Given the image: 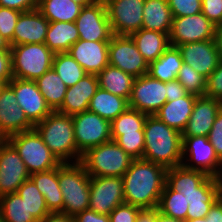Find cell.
<instances>
[{
    "instance_id": "cell-1",
    "label": "cell",
    "mask_w": 222,
    "mask_h": 222,
    "mask_svg": "<svg viewBox=\"0 0 222 222\" xmlns=\"http://www.w3.org/2000/svg\"><path fill=\"white\" fill-rule=\"evenodd\" d=\"M167 168L145 160L134 159L122 176L124 201L141 209L157 208L166 184Z\"/></svg>"
},
{
    "instance_id": "cell-2",
    "label": "cell",
    "mask_w": 222,
    "mask_h": 222,
    "mask_svg": "<svg viewBox=\"0 0 222 222\" xmlns=\"http://www.w3.org/2000/svg\"><path fill=\"white\" fill-rule=\"evenodd\" d=\"M144 140L143 159L167 169L182 164V133L169 127L156 115H147Z\"/></svg>"
},
{
    "instance_id": "cell-3",
    "label": "cell",
    "mask_w": 222,
    "mask_h": 222,
    "mask_svg": "<svg viewBox=\"0 0 222 222\" xmlns=\"http://www.w3.org/2000/svg\"><path fill=\"white\" fill-rule=\"evenodd\" d=\"M34 128L61 163L81 161L82 154L76 147L71 115L52 111L41 122L37 123Z\"/></svg>"
},
{
    "instance_id": "cell-4",
    "label": "cell",
    "mask_w": 222,
    "mask_h": 222,
    "mask_svg": "<svg viewBox=\"0 0 222 222\" xmlns=\"http://www.w3.org/2000/svg\"><path fill=\"white\" fill-rule=\"evenodd\" d=\"M58 181L63 197V213L74 217L89 209L90 175L81 162L62 163Z\"/></svg>"
},
{
    "instance_id": "cell-5",
    "label": "cell",
    "mask_w": 222,
    "mask_h": 222,
    "mask_svg": "<svg viewBox=\"0 0 222 222\" xmlns=\"http://www.w3.org/2000/svg\"><path fill=\"white\" fill-rule=\"evenodd\" d=\"M134 159L115 141L89 148L81 158L87 173L92 177H122Z\"/></svg>"
},
{
    "instance_id": "cell-6",
    "label": "cell",
    "mask_w": 222,
    "mask_h": 222,
    "mask_svg": "<svg viewBox=\"0 0 222 222\" xmlns=\"http://www.w3.org/2000/svg\"><path fill=\"white\" fill-rule=\"evenodd\" d=\"M10 52L13 78L32 81L52 68L55 55L45 43L13 45Z\"/></svg>"
},
{
    "instance_id": "cell-7",
    "label": "cell",
    "mask_w": 222,
    "mask_h": 222,
    "mask_svg": "<svg viewBox=\"0 0 222 222\" xmlns=\"http://www.w3.org/2000/svg\"><path fill=\"white\" fill-rule=\"evenodd\" d=\"M7 140L17 150L30 175L51 170L62 164L35 128L11 135Z\"/></svg>"
},
{
    "instance_id": "cell-8",
    "label": "cell",
    "mask_w": 222,
    "mask_h": 222,
    "mask_svg": "<svg viewBox=\"0 0 222 222\" xmlns=\"http://www.w3.org/2000/svg\"><path fill=\"white\" fill-rule=\"evenodd\" d=\"M181 165L186 169L202 171L208 176L222 179V160L207 136L182 137Z\"/></svg>"
},
{
    "instance_id": "cell-9",
    "label": "cell",
    "mask_w": 222,
    "mask_h": 222,
    "mask_svg": "<svg viewBox=\"0 0 222 222\" xmlns=\"http://www.w3.org/2000/svg\"><path fill=\"white\" fill-rule=\"evenodd\" d=\"M77 150L83 155L89 148L111 141V122L86 110L72 115Z\"/></svg>"
},
{
    "instance_id": "cell-10",
    "label": "cell",
    "mask_w": 222,
    "mask_h": 222,
    "mask_svg": "<svg viewBox=\"0 0 222 222\" xmlns=\"http://www.w3.org/2000/svg\"><path fill=\"white\" fill-rule=\"evenodd\" d=\"M109 65L138 78L148 74L149 64L131 36L113 34L108 45Z\"/></svg>"
},
{
    "instance_id": "cell-11",
    "label": "cell",
    "mask_w": 222,
    "mask_h": 222,
    "mask_svg": "<svg viewBox=\"0 0 222 222\" xmlns=\"http://www.w3.org/2000/svg\"><path fill=\"white\" fill-rule=\"evenodd\" d=\"M167 82L152 78L149 74L135 78L128 100L130 108L147 115H155L167 102Z\"/></svg>"
},
{
    "instance_id": "cell-12",
    "label": "cell",
    "mask_w": 222,
    "mask_h": 222,
    "mask_svg": "<svg viewBox=\"0 0 222 222\" xmlns=\"http://www.w3.org/2000/svg\"><path fill=\"white\" fill-rule=\"evenodd\" d=\"M112 33L128 35L143 25L145 0H104Z\"/></svg>"
},
{
    "instance_id": "cell-13",
    "label": "cell",
    "mask_w": 222,
    "mask_h": 222,
    "mask_svg": "<svg viewBox=\"0 0 222 222\" xmlns=\"http://www.w3.org/2000/svg\"><path fill=\"white\" fill-rule=\"evenodd\" d=\"M216 27L202 12L196 15L173 17L169 42L172 46L214 40Z\"/></svg>"
},
{
    "instance_id": "cell-14",
    "label": "cell",
    "mask_w": 222,
    "mask_h": 222,
    "mask_svg": "<svg viewBox=\"0 0 222 222\" xmlns=\"http://www.w3.org/2000/svg\"><path fill=\"white\" fill-rule=\"evenodd\" d=\"M75 24L80 40L110 41L113 35L104 0L82 7Z\"/></svg>"
},
{
    "instance_id": "cell-15",
    "label": "cell",
    "mask_w": 222,
    "mask_h": 222,
    "mask_svg": "<svg viewBox=\"0 0 222 222\" xmlns=\"http://www.w3.org/2000/svg\"><path fill=\"white\" fill-rule=\"evenodd\" d=\"M125 203L122 177L90 176L89 209L109 215L117 206Z\"/></svg>"
},
{
    "instance_id": "cell-16",
    "label": "cell",
    "mask_w": 222,
    "mask_h": 222,
    "mask_svg": "<svg viewBox=\"0 0 222 222\" xmlns=\"http://www.w3.org/2000/svg\"><path fill=\"white\" fill-rule=\"evenodd\" d=\"M29 178L30 174L22 158L6 139L0 146V196L16 193Z\"/></svg>"
},
{
    "instance_id": "cell-17",
    "label": "cell",
    "mask_w": 222,
    "mask_h": 222,
    "mask_svg": "<svg viewBox=\"0 0 222 222\" xmlns=\"http://www.w3.org/2000/svg\"><path fill=\"white\" fill-rule=\"evenodd\" d=\"M8 84L15 92L18 106L34 126L52 112L35 81L12 78Z\"/></svg>"
},
{
    "instance_id": "cell-18",
    "label": "cell",
    "mask_w": 222,
    "mask_h": 222,
    "mask_svg": "<svg viewBox=\"0 0 222 222\" xmlns=\"http://www.w3.org/2000/svg\"><path fill=\"white\" fill-rule=\"evenodd\" d=\"M33 128L34 125L18 106L13 88L9 84L0 85V133L7 139Z\"/></svg>"
},
{
    "instance_id": "cell-19",
    "label": "cell",
    "mask_w": 222,
    "mask_h": 222,
    "mask_svg": "<svg viewBox=\"0 0 222 222\" xmlns=\"http://www.w3.org/2000/svg\"><path fill=\"white\" fill-rule=\"evenodd\" d=\"M183 63L191 66L206 79L220 63V55L214 40H205L193 43H184L177 46Z\"/></svg>"
},
{
    "instance_id": "cell-20",
    "label": "cell",
    "mask_w": 222,
    "mask_h": 222,
    "mask_svg": "<svg viewBox=\"0 0 222 222\" xmlns=\"http://www.w3.org/2000/svg\"><path fill=\"white\" fill-rule=\"evenodd\" d=\"M188 202L187 219L205 218L212 205L222 196V179L209 176L195 190H180Z\"/></svg>"
},
{
    "instance_id": "cell-21",
    "label": "cell",
    "mask_w": 222,
    "mask_h": 222,
    "mask_svg": "<svg viewBox=\"0 0 222 222\" xmlns=\"http://www.w3.org/2000/svg\"><path fill=\"white\" fill-rule=\"evenodd\" d=\"M110 41L78 40L68 53L81 65L87 74L98 75L108 64V45Z\"/></svg>"
},
{
    "instance_id": "cell-22",
    "label": "cell",
    "mask_w": 222,
    "mask_h": 222,
    "mask_svg": "<svg viewBox=\"0 0 222 222\" xmlns=\"http://www.w3.org/2000/svg\"><path fill=\"white\" fill-rule=\"evenodd\" d=\"M222 109V102L207 96H197L188 124L182 137L207 136L217 114Z\"/></svg>"
},
{
    "instance_id": "cell-23",
    "label": "cell",
    "mask_w": 222,
    "mask_h": 222,
    "mask_svg": "<svg viewBox=\"0 0 222 222\" xmlns=\"http://www.w3.org/2000/svg\"><path fill=\"white\" fill-rule=\"evenodd\" d=\"M98 88L97 75L86 74L75 85L67 88L62 106L57 112L72 116L88 110L91 98Z\"/></svg>"
},
{
    "instance_id": "cell-24",
    "label": "cell",
    "mask_w": 222,
    "mask_h": 222,
    "mask_svg": "<svg viewBox=\"0 0 222 222\" xmlns=\"http://www.w3.org/2000/svg\"><path fill=\"white\" fill-rule=\"evenodd\" d=\"M49 23L37 8L21 12L14 28L13 45L44 43Z\"/></svg>"
},
{
    "instance_id": "cell-25",
    "label": "cell",
    "mask_w": 222,
    "mask_h": 222,
    "mask_svg": "<svg viewBox=\"0 0 222 222\" xmlns=\"http://www.w3.org/2000/svg\"><path fill=\"white\" fill-rule=\"evenodd\" d=\"M196 98V95L188 93L185 97L167 101L155 115L169 127L182 133L188 124Z\"/></svg>"
},
{
    "instance_id": "cell-26",
    "label": "cell",
    "mask_w": 222,
    "mask_h": 222,
    "mask_svg": "<svg viewBox=\"0 0 222 222\" xmlns=\"http://www.w3.org/2000/svg\"><path fill=\"white\" fill-rule=\"evenodd\" d=\"M130 36L148 64L157 60L170 46L167 33L141 28Z\"/></svg>"
},
{
    "instance_id": "cell-27",
    "label": "cell",
    "mask_w": 222,
    "mask_h": 222,
    "mask_svg": "<svg viewBox=\"0 0 222 222\" xmlns=\"http://www.w3.org/2000/svg\"><path fill=\"white\" fill-rule=\"evenodd\" d=\"M30 178L44 196L48 210L51 213H63V197L58 181V167L33 173Z\"/></svg>"
},
{
    "instance_id": "cell-28",
    "label": "cell",
    "mask_w": 222,
    "mask_h": 222,
    "mask_svg": "<svg viewBox=\"0 0 222 222\" xmlns=\"http://www.w3.org/2000/svg\"><path fill=\"white\" fill-rule=\"evenodd\" d=\"M173 16L167 0H145L143 25L146 30L170 34Z\"/></svg>"
},
{
    "instance_id": "cell-29",
    "label": "cell",
    "mask_w": 222,
    "mask_h": 222,
    "mask_svg": "<svg viewBox=\"0 0 222 222\" xmlns=\"http://www.w3.org/2000/svg\"><path fill=\"white\" fill-rule=\"evenodd\" d=\"M79 40V32L75 22H50L45 45L54 53H64Z\"/></svg>"
},
{
    "instance_id": "cell-30",
    "label": "cell",
    "mask_w": 222,
    "mask_h": 222,
    "mask_svg": "<svg viewBox=\"0 0 222 222\" xmlns=\"http://www.w3.org/2000/svg\"><path fill=\"white\" fill-rule=\"evenodd\" d=\"M129 107L128 100L99 87L91 98L88 110L112 122Z\"/></svg>"
},
{
    "instance_id": "cell-31",
    "label": "cell",
    "mask_w": 222,
    "mask_h": 222,
    "mask_svg": "<svg viewBox=\"0 0 222 222\" xmlns=\"http://www.w3.org/2000/svg\"><path fill=\"white\" fill-rule=\"evenodd\" d=\"M183 59L176 46L170 45L165 52L155 61L149 64L148 74L162 82L177 80Z\"/></svg>"
},
{
    "instance_id": "cell-32",
    "label": "cell",
    "mask_w": 222,
    "mask_h": 222,
    "mask_svg": "<svg viewBox=\"0 0 222 222\" xmlns=\"http://www.w3.org/2000/svg\"><path fill=\"white\" fill-rule=\"evenodd\" d=\"M99 87L129 100L135 78L112 65H107L98 75Z\"/></svg>"
},
{
    "instance_id": "cell-33",
    "label": "cell",
    "mask_w": 222,
    "mask_h": 222,
    "mask_svg": "<svg viewBox=\"0 0 222 222\" xmlns=\"http://www.w3.org/2000/svg\"><path fill=\"white\" fill-rule=\"evenodd\" d=\"M37 9L49 22H75L82 6L72 0H38Z\"/></svg>"
},
{
    "instance_id": "cell-34",
    "label": "cell",
    "mask_w": 222,
    "mask_h": 222,
    "mask_svg": "<svg viewBox=\"0 0 222 222\" xmlns=\"http://www.w3.org/2000/svg\"><path fill=\"white\" fill-rule=\"evenodd\" d=\"M35 82L46 104L52 111H57L62 106L68 88L59 75L51 68Z\"/></svg>"
},
{
    "instance_id": "cell-35",
    "label": "cell",
    "mask_w": 222,
    "mask_h": 222,
    "mask_svg": "<svg viewBox=\"0 0 222 222\" xmlns=\"http://www.w3.org/2000/svg\"><path fill=\"white\" fill-rule=\"evenodd\" d=\"M209 176L198 170H189L184 166H176L167 169L166 184L175 192L195 190Z\"/></svg>"
},
{
    "instance_id": "cell-36",
    "label": "cell",
    "mask_w": 222,
    "mask_h": 222,
    "mask_svg": "<svg viewBox=\"0 0 222 222\" xmlns=\"http://www.w3.org/2000/svg\"><path fill=\"white\" fill-rule=\"evenodd\" d=\"M0 212L3 222H38L17 192L0 196Z\"/></svg>"
},
{
    "instance_id": "cell-37",
    "label": "cell",
    "mask_w": 222,
    "mask_h": 222,
    "mask_svg": "<svg viewBox=\"0 0 222 222\" xmlns=\"http://www.w3.org/2000/svg\"><path fill=\"white\" fill-rule=\"evenodd\" d=\"M147 114L128 107L122 114L111 122V139L115 141L124 133H137L144 131Z\"/></svg>"
},
{
    "instance_id": "cell-38",
    "label": "cell",
    "mask_w": 222,
    "mask_h": 222,
    "mask_svg": "<svg viewBox=\"0 0 222 222\" xmlns=\"http://www.w3.org/2000/svg\"><path fill=\"white\" fill-rule=\"evenodd\" d=\"M52 68L67 87L75 85L87 73L68 53H55Z\"/></svg>"
},
{
    "instance_id": "cell-39",
    "label": "cell",
    "mask_w": 222,
    "mask_h": 222,
    "mask_svg": "<svg viewBox=\"0 0 222 222\" xmlns=\"http://www.w3.org/2000/svg\"><path fill=\"white\" fill-rule=\"evenodd\" d=\"M188 205L185 196L173 191L165 184L157 209L166 216L185 221L187 220Z\"/></svg>"
},
{
    "instance_id": "cell-40",
    "label": "cell",
    "mask_w": 222,
    "mask_h": 222,
    "mask_svg": "<svg viewBox=\"0 0 222 222\" xmlns=\"http://www.w3.org/2000/svg\"><path fill=\"white\" fill-rule=\"evenodd\" d=\"M17 193L25 201L28 211L37 221L42 220L45 216L51 213L48 210L44 196L38 190L36 184L31 178L23 182V184L18 188Z\"/></svg>"
},
{
    "instance_id": "cell-41",
    "label": "cell",
    "mask_w": 222,
    "mask_h": 222,
    "mask_svg": "<svg viewBox=\"0 0 222 222\" xmlns=\"http://www.w3.org/2000/svg\"><path fill=\"white\" fill-rule=\"evenodd\" d=\"M177 80L189 94L204 96L206 90V78L195 71L191 66L183 63L179 70Z\"/></svg>"
},
{
    "instance_id": "cell-42",
    "label": "cell",
    "mask_w": 222,
    "mask_h": 222,
    "mask_svg": "<svg viewBox=\"0 0 222 222\" xmlns=\"http://www.w3.org/2000/svg\"><path fill=\"white\" fill-rule=\"evenodd\" d=\"M115 142L133 159L143 158L145 149L144 131L124 133Z\"/></svg>"
},
{
    "instance_id": "cell-43",
    "label": "cell",
    "mask_w": 222,
    "mask_h": 222,
    "mask_svg": "<svg viewBox=\"0 0 222 222\" xmlns=\"http://www.w3.org/2000/svg\"><path fill=\"white\" fill-rule=\"evenodd\" d=\"M21 12L0 6V35L13 46L14 28Z\"/></svg>"
},
{
    "instance_id": "cell-44",
    "label": "cell",
    "mask_w": 222,
    "mask_h": 222,
    "mask_svg": "<svg viewBox=\"0 0 222 222\" xmlns=\"http://www.w3.org/2000/svg\"><path fill=\"white\" fill-rule=\"evenodd\" d=\"M173 17L201 13V0H167Z\"/></svg>"
},
{
    "instance_id": "cell-45",
    "label": "cell",
    "mask_w": 222,
    "mask_h": 222,
    "mask_svg": "<svg viewBox=\"0 0 222 222\" xmlns=\"http://www.w3.org/2000/svg\"><path fill=\"white\" fill-rule=\"evenodd\" d=\"M205 96L222 102V60L217 68L206 79Z\"/></svg>"
},
{
    "instance_id": "cell-46",
    "label": "cell",
    "mask_w": 222,
    "mask_h": 222,
    "mask_svg": "<svg viewBox=\"0 0 222 222\" xmlns=\"http://www.w3.org/2000/svg\"><path fill=\"white\" fill-rule=\"evenodd\" d=\"M141 208L123 203L109 214V222H136Z\"/></svg>"
},
{
    "instance_id": "cell-47",
    "label": "cell",
    "mask_w": 222,
    "mask_h": 222,
    "mask_svg": "<svg viewBox=\"0 0 222 222\" xmlns=\"http://www.w3.org/2000/svg\"><path fill=\"white\" fill-rule=\"evenodd\" d=\"M201 12L215 25H222V0H201Z\"/></svg>"
},
{
    "instance_id": "cell-48",
    "label": "cell",
    "mask_w": 222,
    "mask_h": 222,
    "mask_svg": "<svg viewBox=\"0 0 222 222\" xmlns=\"http://www.w3.org/2000/svg\"><path fill=\"white\" fill-rule=\"evenodd\" d=\"M208 139L213 146L217 156L222 160V109L216 116V119L208 135Z\"/></svg>"
},
{
    "instance_id": "cell-49",
    "label": "cell",
    "mask_w": 222,
    "mask_h": 222,
    "mask_svg": "<svg viewBox=\"0 0 222 222\" xmlns=\"http://www.w3.org/2000/svg\"><path fill=\"white\" fill-rule=\"evenodd\" d=\"M13 78L10 50H0V85L8 84Z\"/></svg>"
},
{
    "instance_id": "cell-50",
    "label": "cell",
    "mask_w": 222,
    "mask_h": 222,
    "mask_svg": "<svg viewBox=\"0 0 222 222\" xmlns=\"http://www.w3.org/2000/svg\"><path fill=\"white\" fill-rule=\"evenodd\" d=\"M38 0H0V6L15 9L20 12L31 11L37 8Z\"/></svg>"
},
{
    "instance_id": "cell-51",
    "label": "cell",
    "mask_w": 222,
    "mask_h": 222,
    "mask_svg": "<svg viewBox=\"0 0 222 222\" xmlns=\"http://www.w3.org/2000/svg\"><path fill=\"white\" fill-rule=\"evenodd\" d=\"M74 222H109V215L99 214L91 209H86L73 217Z\"/></svg>"
},
{
    "instance_id": "cell-52",
    "label": "cell",
    "mask_w": 222,
    "mask_h": 222,
    "mask_svg": "<svg viewBox=\"0 0 222 222\" xmlns=\"http://www.w3.org/2000/svg\"><path fill=\"white\" fill-rule=\"evenodd\" d=\"M187 94L188 92L178 80L167 82V101L177 100L179 98L185 97Z\"/></svg>"
},
{
    "instance_id": "cell-53",
    "label": "cell",
    "mask_w": 222,
    "mask_h": 222,
    "mask_svg": "<svg viewBox=\"0 0 222 222\" xmlns=\"http://www.w3.org/2000/svg\"><path fill=\"white\" fill-rule=\"evenodd\" d=\"M206 218H210V222H222V196L212 205Z\"/></svg>"
},
{
    "instance_id": "cell-54",
    "label": "cell",
    "mask_w": 222,
    "mask_h": 222,
    "mask_svg": "<svg viewBox=\"0 0 222 222\" xmlns=\"http://www.w3.org/2000/svg\"><path fill=\"white\" fill-rule=\"evenodd\" d=\"M38 222H74L73 217L61 212L49 213L42 220Z\"/></svg>"
},
{
    "instance_id": "cell-55",
    "label": "cell",
    "mask_w": 222,
    "mask_h": 222,
    "mask_svg": "<svg viewBox=\"0 0 222 222\" xmlns=\"http://www.w3.org/2000/svg\"><path fill=\"white\" fill-rule=\"evenodd\" d=\"M155 220V208L152 209H141L136 222H154Z\"/></svg>"
},
{
    "instance_id": "cell-56",
    "label": "cell",
    "mask_w": 222,
    "mask_h": 222,
    "mask_svg": "<svg viewBox=\"0 0 222 222\" xmlns=\"http://www.w3.org/2000/svg\"><path fill=\"white\" fill-rule=\"evenodd\" d=\"M214 42L220 58L222 60V26H217L214 35Z\"/></svg>"
},
{
    "instance_id": "cell-57",
    "label": "cell",
    "mask_w": 222,
    "mask_h": 222,
    "mask_svg": "<svg viewBox=\"0 0 222 222\" xmlns=\"http://www.w3.org/2000/svg\"><path fill=\"white\" fill-rule=\"evenodd\" d=\"M154 222H183V221H181L179 219L169 217V216H166V215L160 213L157 208H155V220H154Z\"/></svg>"
},
{
    "instance_id": "cell-58",
    "label": "cell",
    "mask_w": 222,
    "mask_h": 222,
    "mask_svg": "<svg viewBox=\"0 0 222 222\" xmlns=\"http://www.w3.org/2000/svg\"><path fill=\"white\" fill-rule=\"evenodd\" d=\"M10 43L0 35V50H10Z\"/></svg>"
},
{
    "instance_id": "cell-59",
    "label": "cell",
    "mask_w": 222,
    "mask_h": 222,
    "mask_svg": "<svg viewBox=\"0 0 222 222\" xmlns=\"http://www.w3.org/2000/svg\"><path fill=\"white\" fill-rule=\"evenodd\" d=\"M73 2L81 5L82 7L93 4L96 0H72Z\"/></svg>"
},
{
    "instance_id": "cell-60",
    "label": "cell",
    "mask_w": 222,
    "mask_h": 222,
    "mask_svg": "<svg viewBox=\"0 0 222 222\" xmlns=\"http://www.w3.org/2000/svg\"><path fill=\"white\" fill-rule=\"evenodd\" d=\"M183 222H210V218L187 219Z\"/></svg>"
},
{
    "instance_id": "cell-61",
    "label": "cell",
    "mask_w": 222,
    "mask_h": 222,
    "mask_svg": "<svg viewBox=\"0 0 222 222\" xmlns=\"http://www.w3.org/2000/svg\"><path fill=\"white\" fill-rule=\"evenodd\" d=\"M6 140V138L0 133V146Z\"/></svg>"
}]
</instances>
